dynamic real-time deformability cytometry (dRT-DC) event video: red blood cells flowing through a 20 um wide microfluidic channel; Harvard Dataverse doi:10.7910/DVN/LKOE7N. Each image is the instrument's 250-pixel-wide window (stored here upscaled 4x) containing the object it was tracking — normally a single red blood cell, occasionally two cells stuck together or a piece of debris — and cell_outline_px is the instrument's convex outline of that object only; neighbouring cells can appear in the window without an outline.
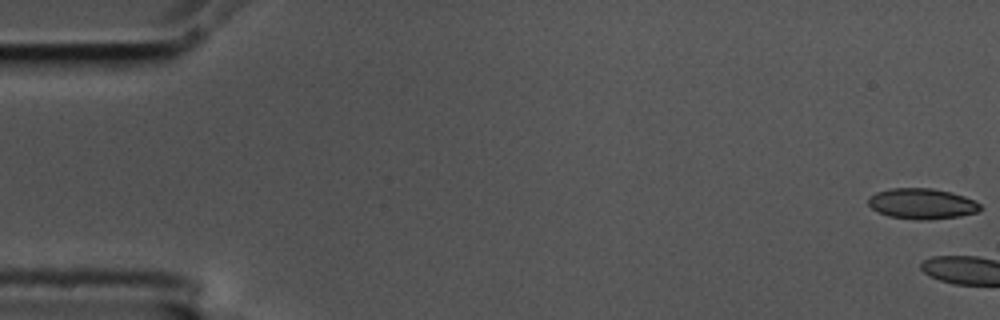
{"species": "common noctule bat (a hibernating species)", "species_latin": "Nyctalus noctula", "temperature_condition": "cold", "stored_images_in_passage": 4, "camera_frame_rate_fps": 3000, "um_per_image_px": 0.085, "animal": {"sex": "male", "body_mass_g": 17.5, "forearm_length_mm": 52.3}, "frame": {"image": 1, "passage_image": 1, "time_ms": 0.0, "image_size_px": [1000, 320], "cell_outline_px": [[984, 208], [976, 212], [960, 216], [924, 220], [916, 220], [888, 216], [872, 208], [868, 204], [868, 196], [876, 192], [892, 188], [932, 188], [964, 196], [980, 204]], "centroid_in_image_um": [78.35, 17.31], "position_along_channel_um": 6.7, "area_um2": 19.88}}